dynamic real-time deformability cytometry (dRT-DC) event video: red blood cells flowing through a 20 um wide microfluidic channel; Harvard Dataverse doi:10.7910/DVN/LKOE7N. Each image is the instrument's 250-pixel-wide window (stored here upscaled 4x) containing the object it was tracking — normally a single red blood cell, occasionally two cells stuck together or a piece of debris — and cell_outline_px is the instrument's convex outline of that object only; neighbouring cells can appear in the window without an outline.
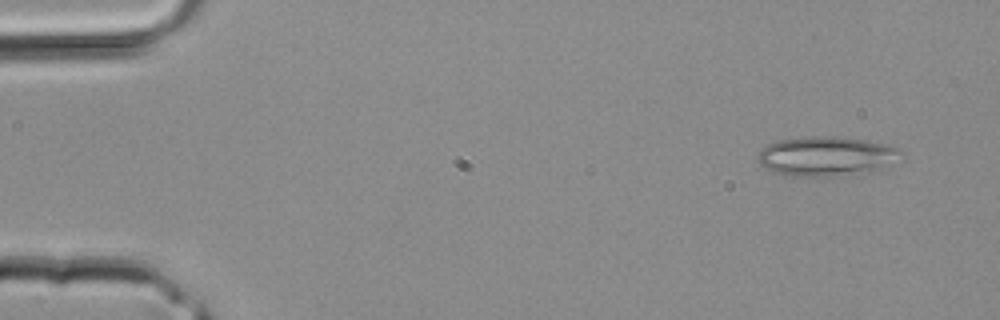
{"species": "common noctule bat (a hibernating species)", "species_latin": "Nyctalus noctula", "temperature_condition": "room temperature", "stored_images_in_passage": 3, "camera_frame_rate_fps": 3000, "um_per_image_px": 0.085, "animal": {"sex": "male", "body_mass_g": 20.4}, "frame": {"image": 1, "passage_image": 1, "time_ms": 0.0, "image_size_px": [1000, 320], "cell_outline_px": [[904, 152], [888, 168], [840, 176], [792, 176], [772, 172], [760, 164], [760, 152], [768, 144], [780, 140], [820, 136], [832, 136], [868, 140], [900, 148]], "centroid_in_image_um": [70.32, 13.29], "position_along_channel_um": 14.7, "area_um2": 32.83}}